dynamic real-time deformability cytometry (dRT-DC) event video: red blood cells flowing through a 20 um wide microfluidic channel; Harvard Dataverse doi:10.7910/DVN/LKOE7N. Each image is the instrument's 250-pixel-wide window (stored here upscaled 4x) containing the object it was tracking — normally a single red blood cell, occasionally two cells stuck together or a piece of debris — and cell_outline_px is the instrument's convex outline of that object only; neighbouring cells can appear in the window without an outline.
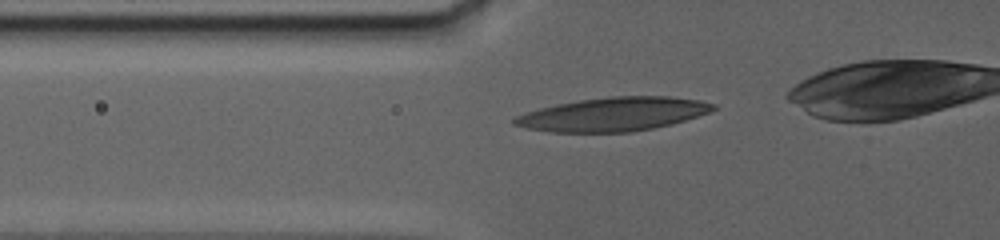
{"species": "human", "species_latin": "Homo sapiens", "temperature_condition": "warm", "stored_images_in_passage": 33, "camera_frame_rate_fps": 3000, "um_per_image_px": 0.085, "donor": {"sex": "female"}, "frame": {"image": 1, "passage_image": 14, "time_ms": 5.0, "image_size_px": [1000, 240], "cell_outline_px": [[716, 108], [708, 112], [672, 124], [652, 128], [628, 132], [552, 132], [528, 128], [512, 124], [512, 120], [516, 116], [524, 112], [556, 104], [580, 100], [608, 96], [668, 96], [700, 100], [716, 104]], "centroid_in_image_um": [52.1, 9.7], "position_along_channel_um": 73.7, "area_um2": 38.84}}
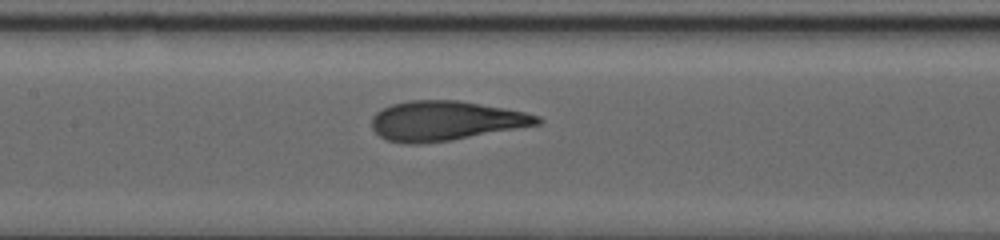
{"frame": {"image": 2, "passage_image": 24, "time_ms": 8.667, "image_size_px": [1000, 240], "cell_outline_px": [[544, 120], [540, 124], [452, 140], [416, 144], [408, 144], [388, 140], [380, 136], [372, 128], [372, 116], [376, 112], [392, 104], [408, 100], [460, 100], [504, 108], [524, 112], [540, 116]], "centroid_in_image_um": [37.87, 10.26], "position_along_channel_um": 169.5, "area_um2": 38.15}}
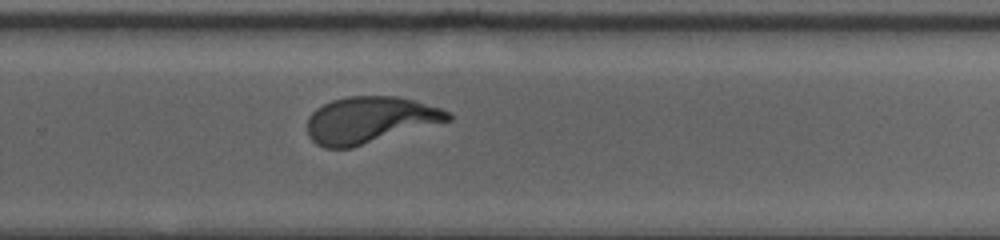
{"frame": {"image": 3, "passage_image": 33, "time_ms": 13.333, "image_size_px": [1000, 240], "cell_outline_px": [[452, 120], [352, 148], [324, 148], [316, 144], [308, 136], [308, 116], [316, 108], [332, 100], [348, 96], [396, 96], [412, 100], [440, 108], [448, 112], [452, 116]], "centroid_in_image_um": [31.41, 10.2], "position_along_channel_um": 298.4, "area_um2": 38.15}}